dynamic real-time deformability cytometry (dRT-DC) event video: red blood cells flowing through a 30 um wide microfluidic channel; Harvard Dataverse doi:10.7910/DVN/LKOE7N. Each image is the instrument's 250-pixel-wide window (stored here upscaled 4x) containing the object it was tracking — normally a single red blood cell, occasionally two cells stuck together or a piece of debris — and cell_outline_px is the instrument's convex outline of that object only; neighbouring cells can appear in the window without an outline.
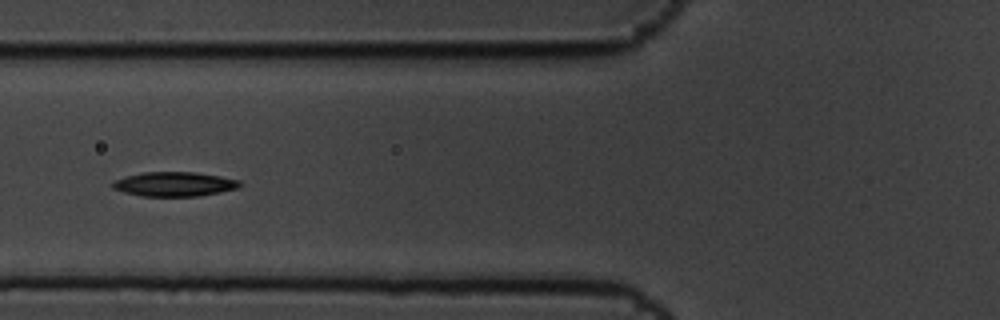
{"species": "common noctule bat (a hibernating species)", "species_latin": "Nyctalus noctula", "temperature_condition": "cold", "stored_images_in_passage": 10, "camera_frame_rate_fps": 3000, "um_per_image_px": 0.085, "animal": {"sex": "male", "body_mass_g": 19.5, "forearm_length_mm": 54.6}, "frame": {"image": 1, "passage_image": 7, "time_ms": 2.0, "image_size_px": [1000, 320], "cell_outline_px": [[244, 184], [240, 188], [200, 196], [140, 196], [124, 192], [112, 188], [112, 184], [116, 180], [124, 176], [144, 172], [196, 172], [220, 176], [240, 180]], "centroid_in_image_um": [14.87, 15.65], "position_along_channel_um": 110.9, "area_um2": 18.26}}
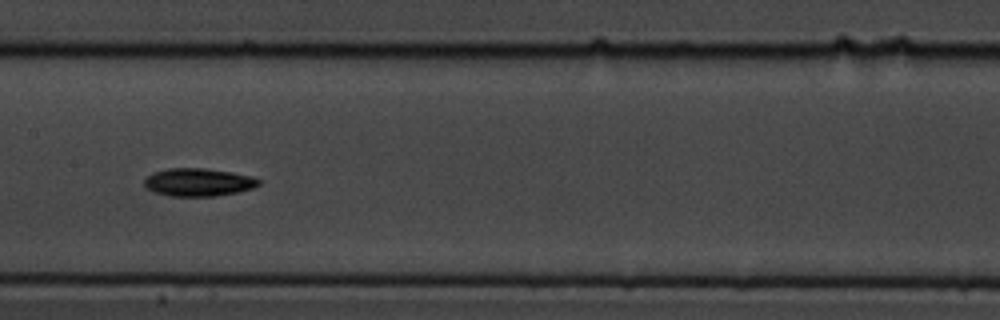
{"frame": {"image": 2, "passage_image": 9, "time_ms": 2.667, "image_size_px": [1000, 320], "cell_outline_px": [[260, 184], [252, 188], [236, 192], [216, 196], [168, 196], [144, 188], [144, 180], [152, 172], [168, 168], [204, 168], [232, 172], [252, 176], [260, 180]], "centroid_in_image_um": [16.83, 15.48], "position_along_channel_um": 190.6, "area_um2": 18.67}}
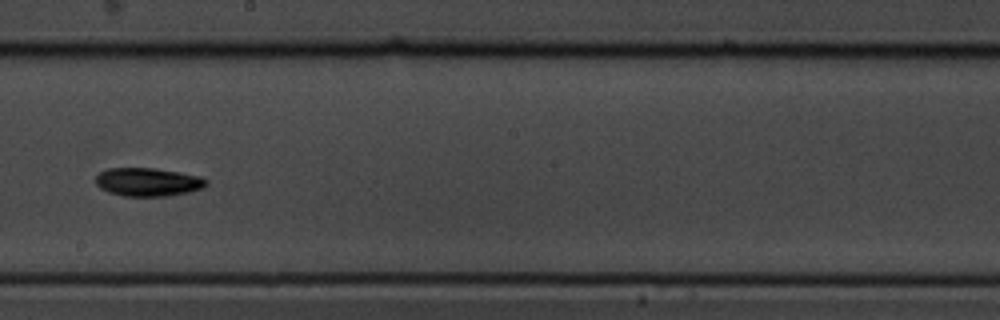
{"frame": {"image": 3, "passage_image": 10, "time_ms": 3.0, "image_size_px": [1000, 320], "cell_outline_px": [[208, 184], [204, 188], [188, 192], [168, 196], [124, 196], [108, 192], [100, 188], [96, 184], [96, 176], [100, 172], [108, 168], [156, 168], [200, 176], [208, 180]], "centroid_in_image_um": [12.59, 15.47], "position_along_channel_um": 235.6, "area_um2": 18.38}}